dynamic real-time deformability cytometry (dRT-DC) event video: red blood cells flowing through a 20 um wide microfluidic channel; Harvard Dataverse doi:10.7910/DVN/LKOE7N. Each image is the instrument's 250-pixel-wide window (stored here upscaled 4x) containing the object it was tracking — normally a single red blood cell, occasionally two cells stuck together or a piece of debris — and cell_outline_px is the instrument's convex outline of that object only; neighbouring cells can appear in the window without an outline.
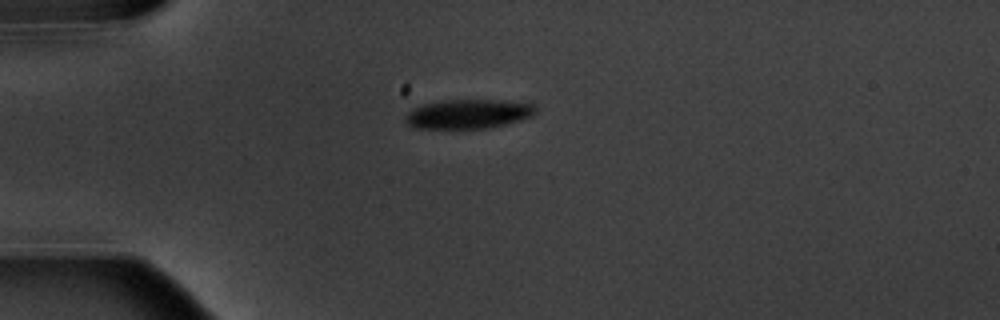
{"species": "common noctule bat (a hibernating species)", "species_latin": "Nyctalus noctula", "temperature_condition": "warm", "stored_images_in_passage": 10, "camera_frame_rate_fps": 3000, "um_per_image_px": 0.085, "animal": {"sex": "male", "body_mass_g": 20.1, "forearm_length_mm": 53.5}, "frame": {"image": 1, "passage_image": 1, "time_ms": 0.0, "image_size_px": [1000, 320], "cell_outline_px": [[536, 112], [532, 116], [520, 120], [488, 128], [416, 128], [408, 124], [404, 120], [404, 116], [408, 112], [424, 104], [444, 100], [500, 100], [536, 104]], "centroid_in_image_um": [39.82, 9.68], "position_along_channel_um": 45.2, "area_um2": 22.08}}
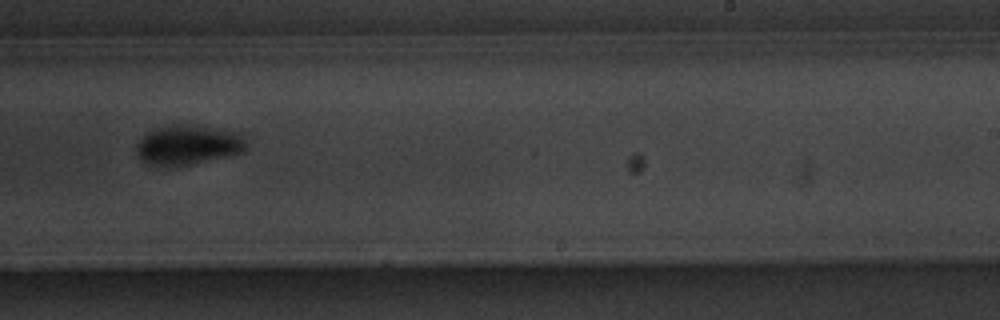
{"frame": {"image": 2, "passage_image": 7, "time_ms": 7.0, "image_size_px": [1000, 320], "cell_outline_px": [[244, 148], [240, 152], [176, 168], [168, 168], [148, 164], [140, 160], [136, 156], [136, 144], [148, 132], [156, 128], [168, 124], [192, 124], [236, 132], [244, 136]], "centroid_in_image_um": [15.88, 12.33], "position_along_channel_um": 273.1, "area_um2": 25.61}}
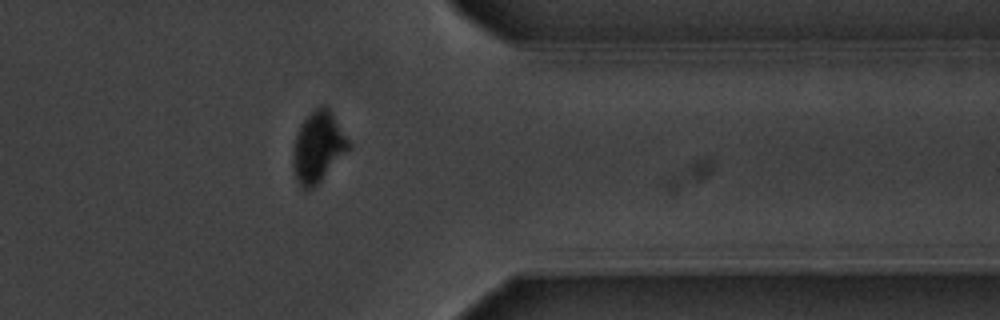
{"frame": {"image": 3, "passage_image": 10, "time_ms": 10.333, "image_size_px": [1000, 320], "cell_outline_px": [[352, 148], [312, 188], [300, 188], [296, 180], [292, 168], [292, 156], [296, 136], [300, 124], [320, 104], [324, 104], [332, 112], [352, 144]], "centroid_in_image_um": [27.05, 12.49], "position_along_channel_um": 384.3, "area_um2": 23.0}, "authors_computed_cell_mechanics": {"area_um2": 23.7847, "velocity_mm_per_s": 3.5888, "shape_relaxation_time_tau1_ms": 2.1656, "shape_relaxation_time_tau2_ms": null, "deformation_change_tau1": 0.1336, "deformation_change_tau2": null}}